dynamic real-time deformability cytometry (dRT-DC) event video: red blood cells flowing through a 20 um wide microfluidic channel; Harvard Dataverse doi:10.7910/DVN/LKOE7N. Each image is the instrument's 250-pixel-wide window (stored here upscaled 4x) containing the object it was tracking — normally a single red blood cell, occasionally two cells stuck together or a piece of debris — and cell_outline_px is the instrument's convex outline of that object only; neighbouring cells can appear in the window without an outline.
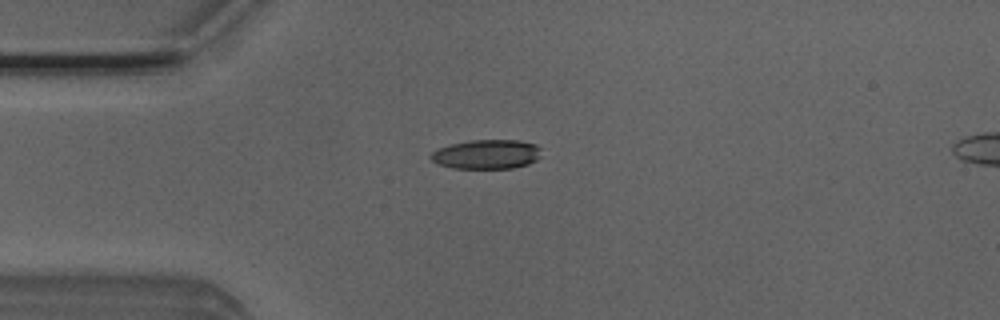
{"species": "Egyptian fruit bat (a non-hibernating species)", "species_latin": "Rousettus aegyptiacus", "temperature_condition": "room temperature", "stored_images_in_passage": 40, "camera_frame_rate_fps": 3000, "um_per_image_px": 0.085, "animal": {"sex": "male"}, "frame": {"image": 1, "passage_image": 1, "time_ms": 0.0, "image_size_px": [1000, 320], "cell_outline_px": [[540, 156], [536, 160], [528, 164], [512, 168], [452, 168], [440, 164], [432, 160], [428, 156], [432, 152], [440, 148], [452, 144], [472, 140], [516, 140], [536, 144], [540, 148]], "centroid_in_image_um": [41.38, 13.11], "position_along_channel_um": 43.6, "area_um2": 18.73}}
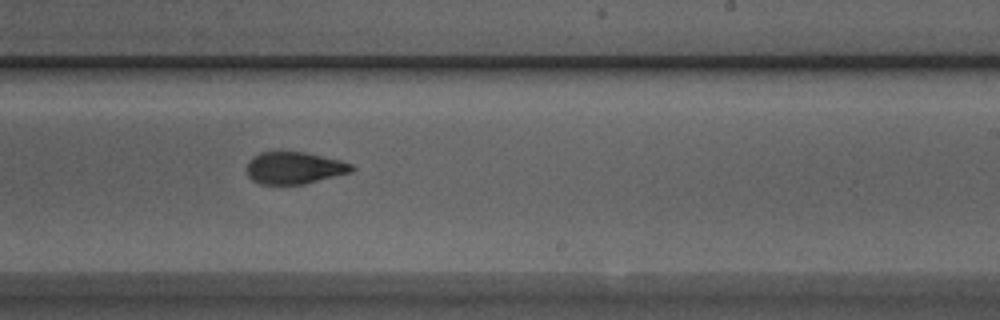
{"frame": {"image": 2, "passage_image": 19, "time_ms": 6.0, "image_size_px": [1000, 320], "cell_outline_px": [[356, 168], [352, 172], [304, 184], [260, 184], [252, 180], [248, 176], [248, 160], [252, 156], [260, 152], [304, 152], [340, 160], [352, 164]], "centroid_in_image_um": [25.02, 14.27], "position_along_channel_um": 264.0, "area_um2": 19.59}}
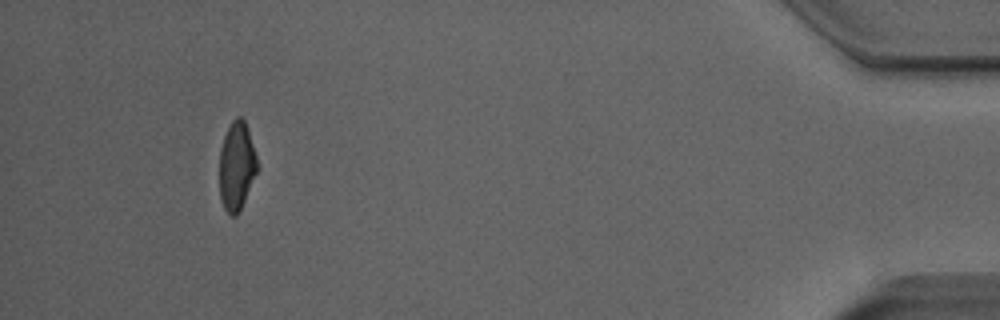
{"frame": {"image": 3, "passage_image": 36, "time_ms": 11.667, "image_size_px": [1000, 320], "cell_outline_px": [[260, 168], [240, 212], [236, 216], [232, 216], [224, 208], [220, 200], [220, 148], [224, 136], [232, 120], [236, 116], [240, 116], [244, 120]], "centroid_in_image_um": [20.13, 14.16], "position_along_channel_um": 415.1, "area_um2": 19.71}, "authors_computed_cell_mechanics": {"area_um2": 20.4034, "velocity_mm_per_s": 3.9727, "shape_relaxation_time_tau1_ms": 5.2135, "shape_relaxation_time_tau2_ms": 1.9929, "deformation_change_tau1": 0.1676, "deformation_change_tau2": 0.0935}}